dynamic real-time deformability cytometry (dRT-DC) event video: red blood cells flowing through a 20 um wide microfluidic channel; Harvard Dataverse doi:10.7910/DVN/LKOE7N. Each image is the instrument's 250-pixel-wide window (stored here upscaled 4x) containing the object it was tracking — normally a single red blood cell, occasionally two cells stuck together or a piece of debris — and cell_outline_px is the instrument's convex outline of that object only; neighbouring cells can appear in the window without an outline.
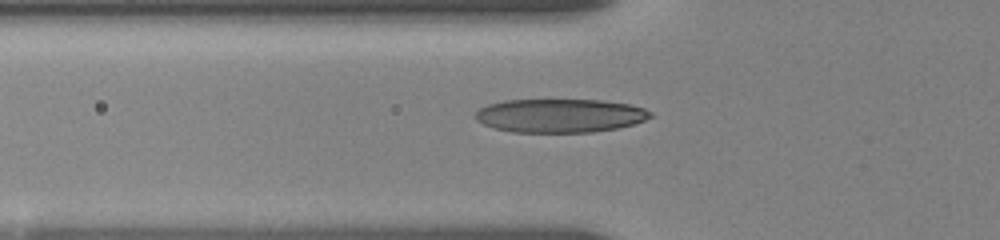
{"species": "human", "species_latin": "Homo sapiens", "temperature_condition": "room temperature", "stored_images_in_passage": 7, "camera_frame_rate_fps": 3000, "um_per_image_px": 0.085, "donor": {"sex": "female"}, "frame": {"image": 1, "passage_image": 7, "time_ms": 6.333, "image_size_px": [1000, 240], "cell_outline_px": [[652, 116], [644, 120], [632, 124], [616, 128], [592, 132], [512, 132], [492, 128], [476, 120], [476, 112], [480, 108], [488, 104], [504, 100], [600, 100], [628, 104], [644, 108], [652, 112]], "centroid_in_image_um": [47.57, 9.83], "position_along_channel_um": 78.2, "area_um2": 34.22}}